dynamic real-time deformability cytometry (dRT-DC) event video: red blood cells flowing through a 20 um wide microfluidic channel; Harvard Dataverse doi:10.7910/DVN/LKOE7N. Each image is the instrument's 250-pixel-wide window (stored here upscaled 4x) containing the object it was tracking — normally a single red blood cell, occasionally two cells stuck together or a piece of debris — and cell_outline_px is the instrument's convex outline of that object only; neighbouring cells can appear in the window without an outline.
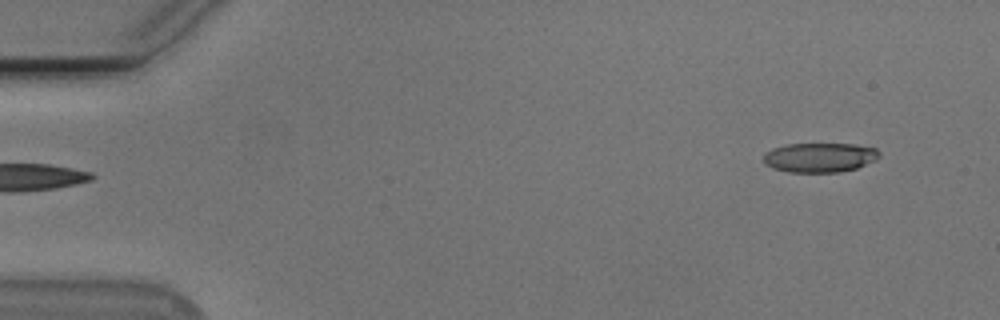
{"species": "Egyptian fruit bat (a non-hibernating species)", "species_latin": "Rousettus aegyptiacus", "temperature_condition": "cold", "stored_images_in_passage": 13, "camera_frame_rate_fps": 3000, "um_per_image_px": 0.085, "animal": {"sex": "male"}, "frame": {"image": 1, "passage_image": 1, "time_ms": 0.0, "image_size_px": [1000, 320], "cell_outline_px": [[880, 156], [876, 160], [856, 168], [836, 172], [788, 172], [772, 168], [764, 164], [764, 152], [772, 148], [784, 144], [856, 144], [876, 148], [880, 152]], "centroid_in_image_um": [69.65, 13.38], "position_along_channel_um": 15.3, "area_um2": 20.06}}